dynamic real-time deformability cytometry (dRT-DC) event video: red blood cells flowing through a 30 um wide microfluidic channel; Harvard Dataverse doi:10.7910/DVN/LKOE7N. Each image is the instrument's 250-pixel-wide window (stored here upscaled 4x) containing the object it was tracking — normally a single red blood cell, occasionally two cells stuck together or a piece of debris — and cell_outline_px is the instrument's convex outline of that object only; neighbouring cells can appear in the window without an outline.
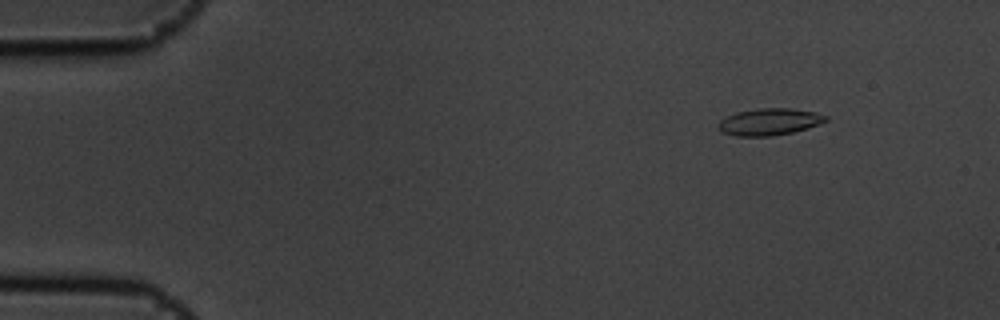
{"species": "common noctule bat (a hibernating species)", "species_latin": "Nyctalus noctula", "temperature_condition": "cold", "stored_images_in_passage": 5, "camera_frame_rate_fps": 3000, "um_per_image_px": 0.085, "animal": {"sex": "male", "body_mass_g": 19.5, "forearm_length_mm": 54.6}, "frame": {"image": 1, "passage_image": 2, "time_ms": 0.333, "image_size_px": [1000, 320], "cell_outline_px": [[828, 120], [808, 128], [792, 132], [772, 136], [736, 136], [720, 132], [716, 128], [716, 124], [720, 120], [736, 112], [760, 108], [792, 108], [816, 112], [828, 116]], "centroid_in_image_um": [65.37, 10.35], "position_along_channel_um": 19.6, "area_um2": 16.99}}
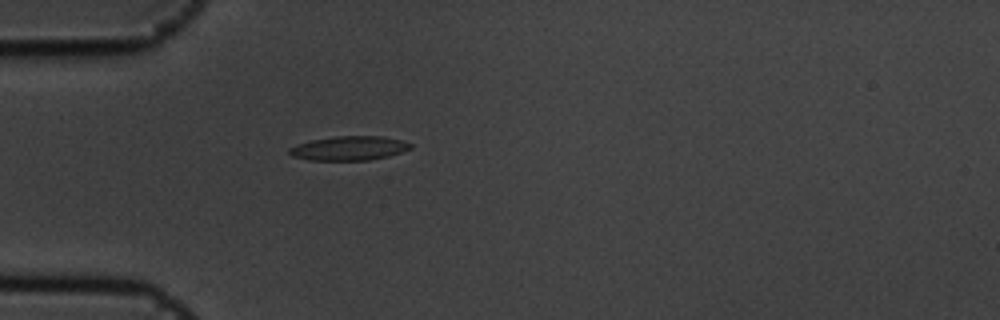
{"frame": {"image": 2, "passage_image": 5, "time_ms": 1.333, "image_size_px": [1000, 320], "cell_outline_px": [[412, 148], [388, 156], [368, 160], [308, 160], [292, 156], [288, 152], [288, 148], [296, 144], [312, 140], [336, 136], [380, 136], [400, 140], [412, 144]], "centroid_in_image_um": [29.63, 12.6], "position_along_channel_um": 55.4, "area_um2": 16.99}}